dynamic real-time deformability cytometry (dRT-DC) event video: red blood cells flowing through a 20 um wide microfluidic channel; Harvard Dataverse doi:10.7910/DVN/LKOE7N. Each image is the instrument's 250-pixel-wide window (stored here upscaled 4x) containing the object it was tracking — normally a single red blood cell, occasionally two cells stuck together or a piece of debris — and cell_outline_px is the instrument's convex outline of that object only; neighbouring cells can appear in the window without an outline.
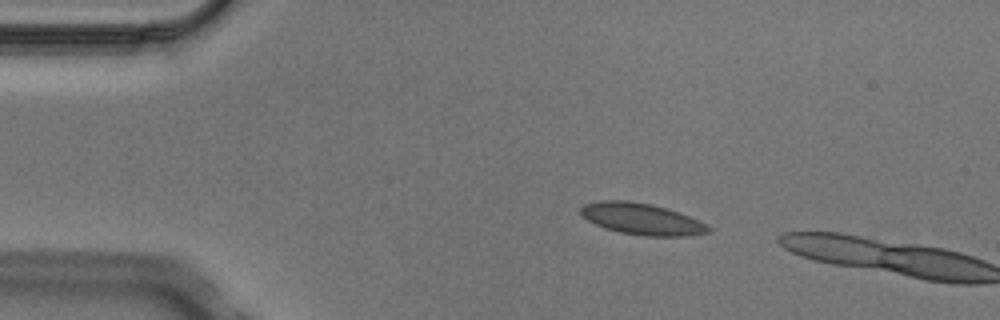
{"species": "Egyptian fruit bat (a non-hibernating species)", "species_latin": "Rousettus aegyptiacus", "temperature_condition": "cold", "stored_images_in_passage": 2, "camera_frame_rate_fps": 3000, "um_per_image_px": 0.085, "animal": {"sex": "male"}, "frame": {"image": 1, "passage_image": 1, "time_ms": 0.0, "image_size_px": [1000, 320], "cell_outline_px": [[712, 228], [708, 232], [688, 236], [644, 236], [620, 232], [604, 228], [580, 216], [580, 208], [584, 204], [600, 200], [628, 200], [652, 204], [668, 208], [680, 212]], "centroid_in_image_um": [54.5, 18.6], "position_along_channel_um": 30.5, "area_um2": 23.47}}